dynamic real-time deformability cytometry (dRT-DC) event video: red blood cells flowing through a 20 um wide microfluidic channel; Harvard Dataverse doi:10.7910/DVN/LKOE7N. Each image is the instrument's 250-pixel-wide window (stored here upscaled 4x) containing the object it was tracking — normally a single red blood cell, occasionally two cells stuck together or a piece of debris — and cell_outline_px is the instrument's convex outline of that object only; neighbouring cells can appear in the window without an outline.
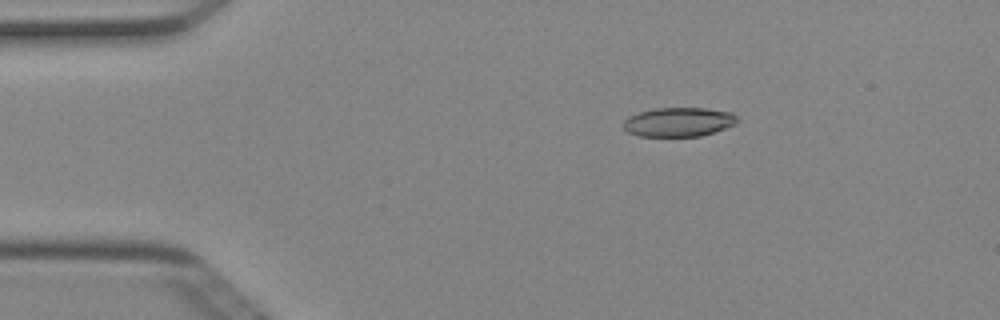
{"species": "Egyptian fruit bat (a non-hibernating species)", "species_latin": "Rousettus aegyptiacus", "temperature_condition": "cold", "stored_images_in_passage": 50, "camera_frame_rate_fps": 3000, "um_per_image_px": 0.085, "animal": {"sex": "female"}, "frame": {"image": 1, "passage_image": 9, "time_ms": 2.667, "image_size_px": [1000, 320], "cell_outline_px": [[736, 124], [700, 136], [640, 136], [628, 132], [620, 124], [628, 116], [640, 112], [656, 108], [704, 108], [732, 112], [736, 116]], "centroid_in_image_um": [57.64, 10.36], "position_along_channel_um": 27.4, "area_um2": 19.25}}
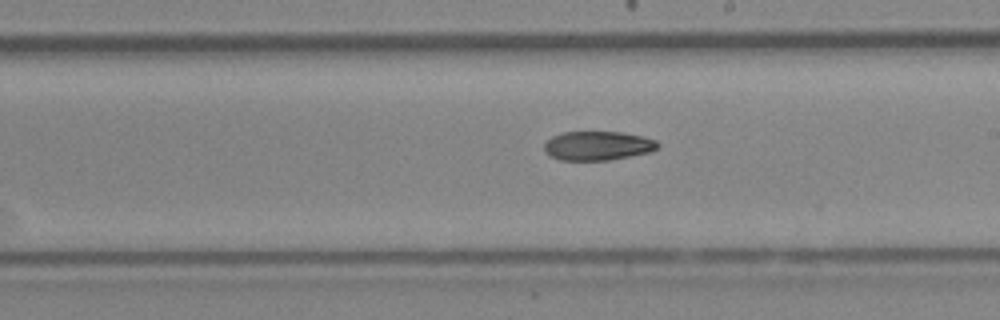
{"frame": {"image": 2, "passage_image": 29, "time_ms": 9.333, "image_size_px": [1000, 320], "cell_outline_px": [[660, 148], [652, 152], [608, 160], [560, 160], [548, 156], [544, 152], [544, 144], [552, 136], [564, 132], [620, 132], [644, 136], [656, 140], [660, 144]], "centroid_in_image_um": [50.83, 12.39], "position_along_channel_um": 238.2, "area_um2": 19.48}}
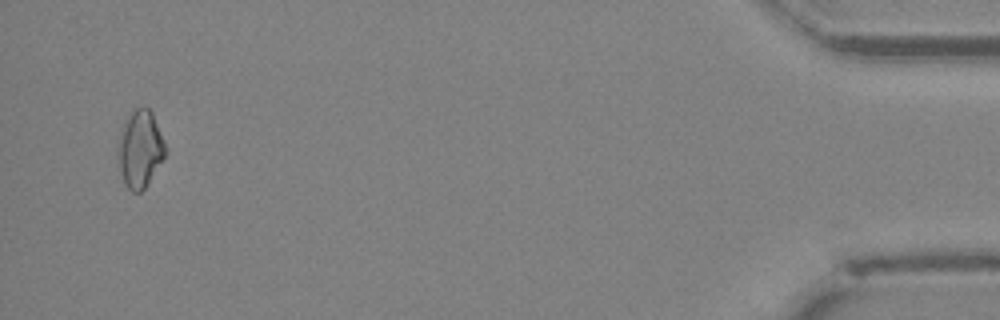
{"frame": {"image": 3, "passage_image": 49, "time_ms": 16.0, "image_size_px": [1000, 320], "cell_outline_px": [[168, 152], [144, 188], [140, 192], [132, 192], [124, 184], [116, 156], [116, 148], [124, 120], [136, 108], [144, 104], [152, 112]], "centroid_in_image_um": [11.88, 12.65], "position_along_channel_um": 423.3, "area_um2": 21.5}}